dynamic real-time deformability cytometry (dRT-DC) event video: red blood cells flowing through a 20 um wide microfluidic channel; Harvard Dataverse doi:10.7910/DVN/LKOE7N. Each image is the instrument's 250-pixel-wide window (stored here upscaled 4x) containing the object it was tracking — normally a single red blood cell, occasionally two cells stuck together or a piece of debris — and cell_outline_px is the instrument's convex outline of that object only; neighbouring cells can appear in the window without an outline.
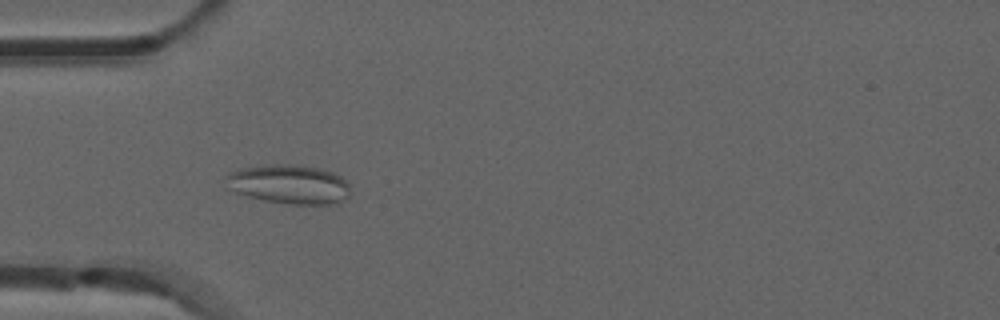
{"species": "common noctule bat (a hibernating species)", "species_latin": "Nyctalus noctula", "temperature_condition": "room temperature", "stored_images_in_passage": 37, "camera_frame_rate_fps": 3000, "um_per_image_px": 0.085, "animal": {"sex": "male", "forearm_length_mm": 52.5}, "frame": {"image": 1, "passage_image": 5, "time_ms": 1.333, "image_size_px": [1000, 320], "cell_outline_px": [[348, 196], [332, 204], [292, 204], [264, 200], [248, 196], [224, 188], [224, 176], [228, 172], [244, 168], [264, 164], [288, 164], [316, 168], [332, 172], [340, 176], [348, 184]], "centroid_in_image_um": [24.47, 15.65], "position_along_channel_um": 60.5, "area_um2": 28.32}}
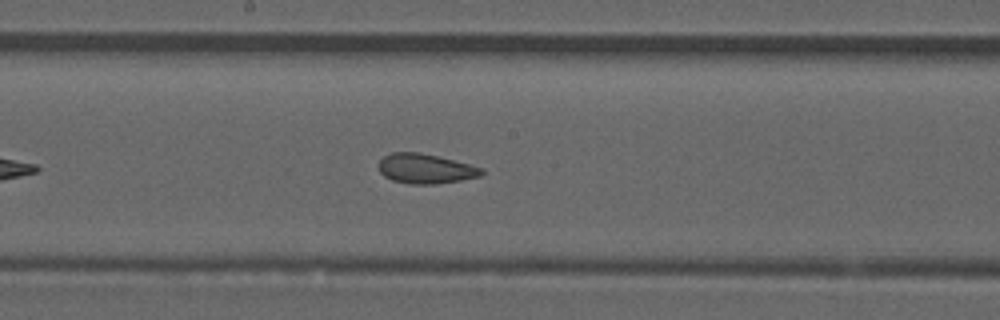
{"frame": {"image": 2, "passage_image": 17, "time_ms": 5.333, "image_size_px": [1000, 320], "cell_outline_px": [[484, 172], [480, 176], [460, 180], [436, 184], [408, 184], [392, 180], [384, 176], [380, 172], [380, 160], [384, 156], [392, 152], [420, 152], [484, 168]], "centroid_in_image_um": [36.16, 14.34], "position_along_channel_um": 212.0, "area_um2": 17.69}}
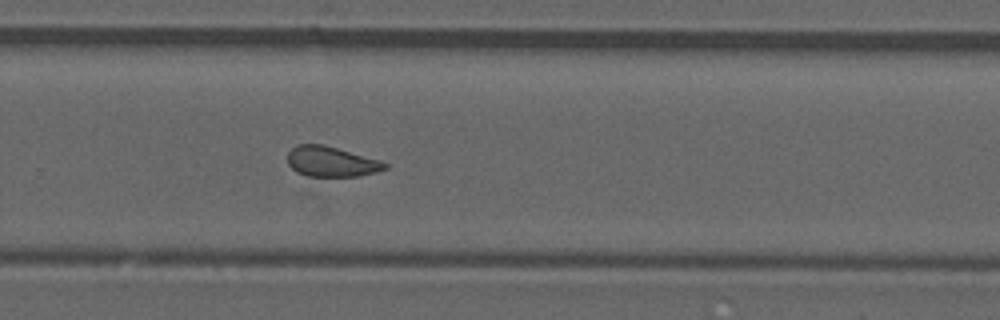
{"frame": {"image": 3, "passage_image": 24, "time_ms": 7.667, "image_size_px": [1000, 320], "cell_outline_px": [[388, 168], [376, 172], [360, 176], [308, 176], [296, 172], [288, 164], [288, 152], [296, 144], [324, 144], [380, 160], [388, 164]], "centroid_in_image_um": [28.16, 13.73], "position_along_channel_um": 301.6, "area_um2": 17.22}, "authors_computed_cell_mechanics": {"area_um2": 17.8602, "velocity_mm_per_s": 3.8522, "shape_relaxation_time_tau1_ms": null, "shape_relaxation_time_tau2_ms": 1.7345, "deformation_change_tau1": null, "deformation_change_tau2": 0.0923}}